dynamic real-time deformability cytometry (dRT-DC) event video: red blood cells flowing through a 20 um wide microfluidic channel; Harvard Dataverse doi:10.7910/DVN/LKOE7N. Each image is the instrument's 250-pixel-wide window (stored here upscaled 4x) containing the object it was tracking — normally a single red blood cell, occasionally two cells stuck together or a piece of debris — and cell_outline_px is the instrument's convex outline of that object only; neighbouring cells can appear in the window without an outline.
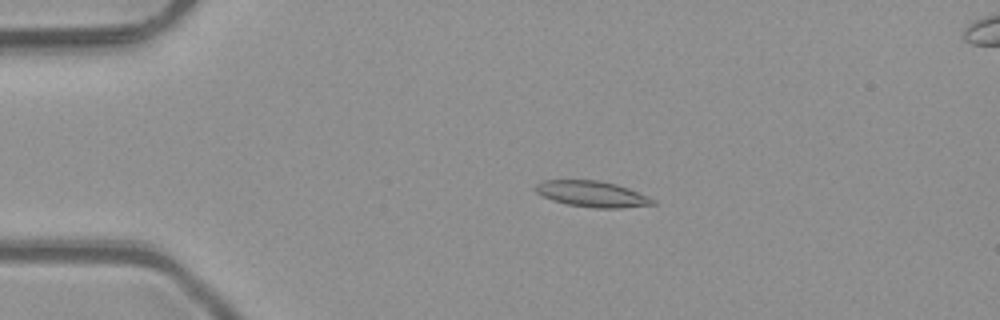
{"species": "common noctule bat (a hibernating species)", "species_latin": "Nyctalus noctula", "temperature_condition": "room temperature", "stored_images_in_passage": 50, "camera_frame_rate_fps": 3000, "um_per_image_px": 0.085, "animal": {"sex": "male", "body_mass_g": 23.1, "forearm_length_mm": 52.7}, "frame": {"image": 1, "passage_image": 11, "time_ms": 3.333, "image_size_px": [1000, 320], "cell_outline_px": [[656, 204], [620, 208], [592, 208], [568, 204], [552, 200], [536, 192], [532, 188], [540, 180], [600, 180], [616, 184], [628, 188], [648, 196], [656, 200]], "centroid_in_image_um": [50.31, 16.48], "position_along_channel_um": 34.7, "area_um2": 17.86}}
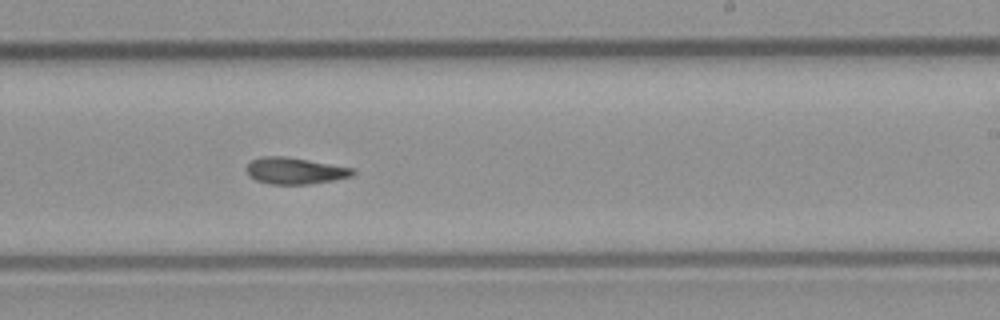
{"frame": {"image": 2, "passage_image": 31, "time_ms": 10.0, "image_size_px": [1000, 320], "cell_outline_px": [[356, 172], [352, 176], [336, 180], [312, 184], [268, 184], [256, 180], [248, 176], [248, 164], [252, 160], [264, 156], [284, 156], [308, 160], [352, 168]], "centroid_in_image_um": [25.08, 14.53], "position_along_channel_um": 263.9, "area_um2": 16.36}}
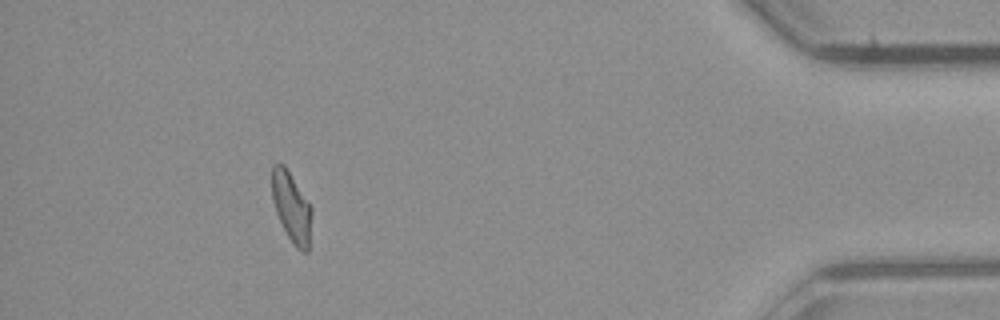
{"frame": {"image": 3, "passage_image": 46, "time_ms": 15.0, "image_size_px": [1000, 320], "cell_outline_px": [[312, 212], [308, 252], [300, 252], [292, 244], [276, 212], [272, 200], [272, 164], [284, 164], [312, 208]], "centroid_in_image_um": [24.78, 17.64], "position_along_channel_um": 410.4, "area_um2": 16.07}, "authors_computed_cell_mechanics": {"area_um2": 16.9354, "velocity_mm_per_s": 4.1064, "shape_relaxation_time_tau1_ms": null, "shape_relaxation_time_tau2_ms": 4.5803, "deformation_change_tau1": null, "deformation_change_tau2": 0.113}}